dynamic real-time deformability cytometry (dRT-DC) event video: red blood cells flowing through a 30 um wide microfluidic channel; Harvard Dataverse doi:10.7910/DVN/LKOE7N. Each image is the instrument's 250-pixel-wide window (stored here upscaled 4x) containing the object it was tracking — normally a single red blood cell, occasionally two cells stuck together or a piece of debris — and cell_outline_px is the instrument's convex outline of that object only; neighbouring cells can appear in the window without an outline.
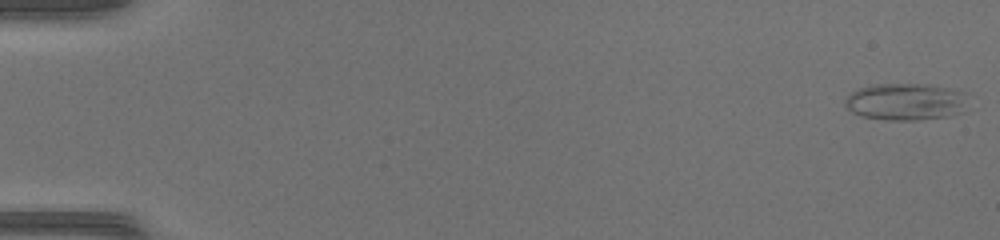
{"species": "common noctule bat (a hibernating species)", "species_latin": "Nyctalus noctula", "temperature_condition": "warm", "stored_images_in_passage": 50, "camera_frame_rate_fps": 3000, "um_per_image_px": 0.085, "animal": {"sex": "female", "body_mass_g": 17.0, "forearm_length_mm": 48.0}, "frame": {"image": 1, "passage_image": 1, "time_ms": 0.0, "image_size_px": [1000, 240], "cell_outline_px": [[972, 92], [960, 112], [948, 116], [912, 120], [884, 120], [864, 116], [852, 112], [844, 104], [844, 100], [856, 88], [872, 84], [928, 84], [952, 88]], "centroid_in_image_um": [77.02, 8.62], "position_along_channel_um": 8.0, "area_um2": 26.88}}
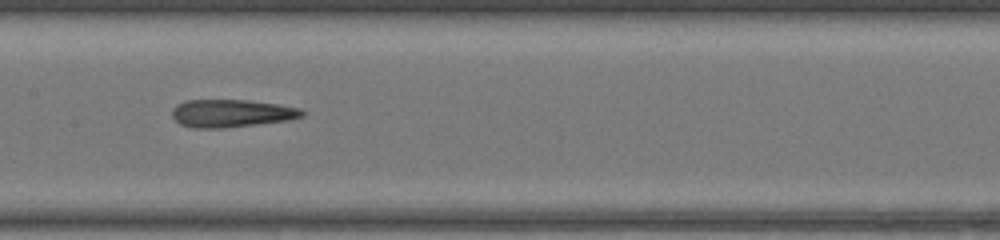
{"frame": {"image": 2, "passage_image": 26, "time_ms": 8.333, "image_size_px": [1000, 240], "cell_outline_px": [[308, 112], [304, 116], [288, 120], [224, 128], [192, 128], [180, 124], [172, 116], [172, 108], [176, 104], [184, 100], [248, 100], [276, 104], [300, 108]], "centroid_in_image_um": [19.67, 9.63], "position_along_channel_um": 187.7, "area_um2": 21.15}}
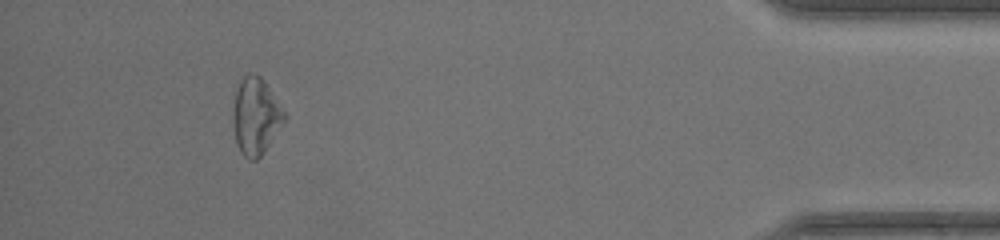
{"frame": {"image": 3, "passage_image": 46, "time_ms": 15.0, "image_size_px": [1000, 240], "cell_outline_px": [[288, 116], [264, 152], [256, 160], [248, 160], [240, 152], [236, 144], [232, 116], [232, 108], [236, 88], [240, 80], [244, 76], [252, 72], [260, 76], [264, 80]], "centroid_in_image_um": [21.72, 9.87], "position_along_channel_um": 413.5, "area_um2": 23.24}, "authors_computed_cell_mechanics": {"area_um2": 22.4842, "velocity_mm_per_s": 4.2628, "shape_relaxation_time_tau1_ms": null, "shape_relaxation_time_tau2_ms": 3.7114, "deformation_change_tau1": null, "deformation_change_tau2": 0.1343}}